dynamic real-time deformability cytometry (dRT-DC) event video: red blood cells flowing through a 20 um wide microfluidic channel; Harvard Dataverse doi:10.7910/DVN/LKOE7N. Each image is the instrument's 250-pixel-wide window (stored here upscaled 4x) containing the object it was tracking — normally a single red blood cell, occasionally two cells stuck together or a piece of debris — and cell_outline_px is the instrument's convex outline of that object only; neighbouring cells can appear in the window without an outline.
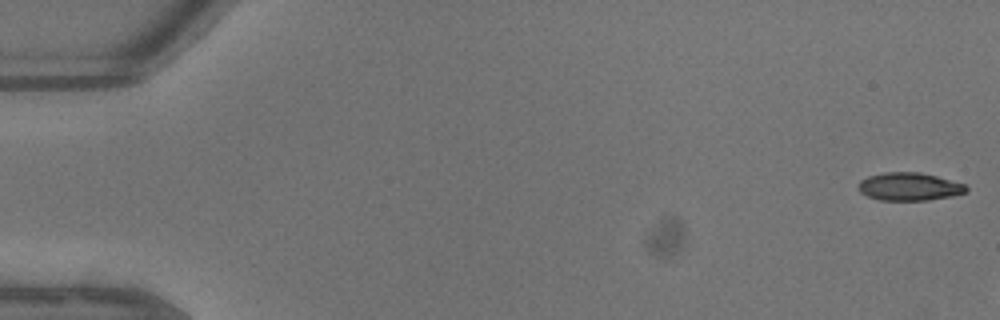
{"species": "common noctule bat (a hibernating species)", "species_latin": "Nyctalus noctula", "temperature_condition": "warm", "stored_images_in_passage": 13, "camera_frame_rate_fps": 3000, "um_per_image_px": 0.085, "animal": {"sex": "male", "body_mass_g": 13.3}, "frame": {"image": 1, "passage_image": 1, "time_ms": 0.0, "image_size_px": [1000, 320], "cell_outline_px": [[968, 192], [952, 196], [928, 200], [880, 200], [868, 196], [860, 192], [856, 188], [860, 180], [868, 176], [884, 172], [920, 172], [936, 176], [964, 184], [968, 188]], "centroid_in_image_um": [77.27, 15.86], "position_along_channel_um": 7.7, "area_um2": 17.63}}
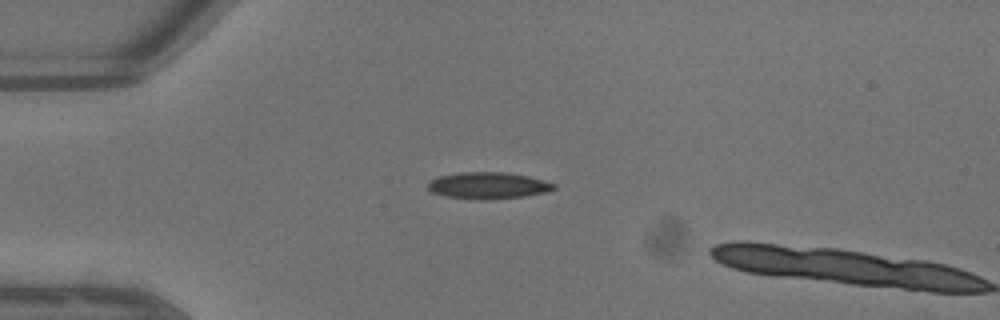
{"frame": {"image": 2, "passage_image": 12, "time_ms": 3.667, "image_size_px": [1000, 320], "cell_outline_px": [[556, 188], [544, 192], [528, 196], [492, 200], [480, 200], [444, 196], [432, 192], [428, 188], [428, 180], [440, 176], [460, 172], [504, 172], [528, 176], [556, 184]], "centroid_in_image_um": [41.48, 15.78], "position_along_channel_um": 43.5, "area_um2": 19.71}}